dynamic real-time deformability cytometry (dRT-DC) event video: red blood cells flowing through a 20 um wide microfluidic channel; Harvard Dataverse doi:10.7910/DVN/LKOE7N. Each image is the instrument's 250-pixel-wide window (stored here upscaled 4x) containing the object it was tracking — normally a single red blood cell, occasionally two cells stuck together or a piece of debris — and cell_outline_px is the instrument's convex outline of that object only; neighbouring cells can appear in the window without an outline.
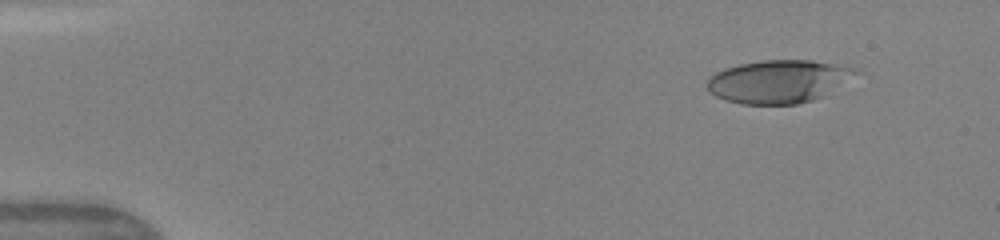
{"species": "human", "species_latin": "Homo sapiens", "temperature_condition": "warm", "stored_images_in_passage": 44, "camera_frame_rate_fps": 3000, "um_per_image_px": 0.085, "donor": {"sex": "female"}, "frame": {"image": 1, "passage_image": 1, "time_ms": 0.0, "image_size_px": [1000, 240], "cell_outline_px": [[864, 72], [824, 96], [812, 100], [796, 104], [740, 104], [724, 100], [708, 92], [704, 84], [708, 76], [724, 68], [740, 64], [764, 60], [812, 60], [836, 64], [856, 68]], "centroid_in_image_um": [66.18, 6.92], "position_along_channel_um": 18.8, "area_um2": 37.92}}
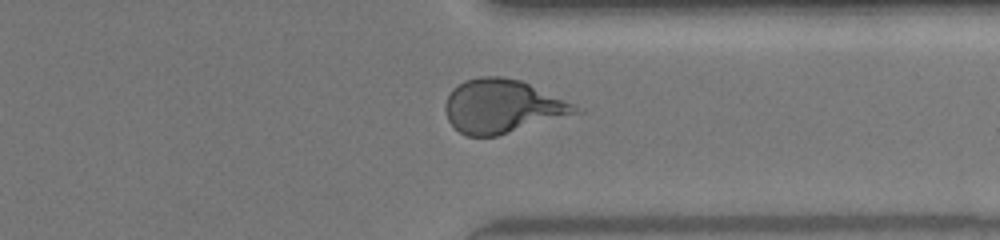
{"frame": {"image": 2, "passage_image": 34, "time_ms": 11.0, "image_size_px": [1000, 240], "cell_outline_px": [[584, 112], [496, 136], [468, 136], [460, 132], [448, 120], [444, 108], [444, 104], [452, 88], [464, 80], [480, 76], [500, 76], [520, 80], [584, 108]], "centroid_in_image_um": [42.72, 9.03], "position_along_channel_um": 368.7, "area_um2": 40.75}}
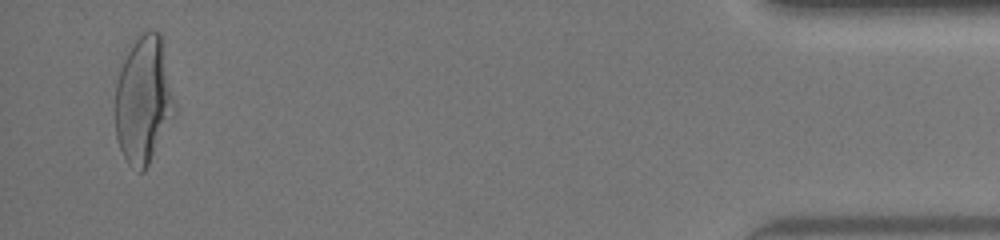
{"frame": {"image": 3, "passage_image": 43, "time_ms": 14.0, "image_size_px": [1000, 240], "cell_outline_px": [[176, 112], [144, 172], [140, 172], [132, 168], [128, 164], [120, 148], [116, 136], [116, 84], [124, 60], [136, 36], [144, 32], [160, 32]], "centroid_in_image_um": [12.19, 8.54], "position_along_channel_um": 423.0, "area_um2": 43.23}, "authors_computed_cell_mechanics": {"area_um2": 39.6219, "velocity_mm_per_s": 4.1744, "shape_relaxation_time_tau1_ms": 4.9489, "shape_relaxation_time_tau2_ms": 0.7032, "deformation_change_tau1": 0.2299, "deformation_change_tau2": 0.094}}